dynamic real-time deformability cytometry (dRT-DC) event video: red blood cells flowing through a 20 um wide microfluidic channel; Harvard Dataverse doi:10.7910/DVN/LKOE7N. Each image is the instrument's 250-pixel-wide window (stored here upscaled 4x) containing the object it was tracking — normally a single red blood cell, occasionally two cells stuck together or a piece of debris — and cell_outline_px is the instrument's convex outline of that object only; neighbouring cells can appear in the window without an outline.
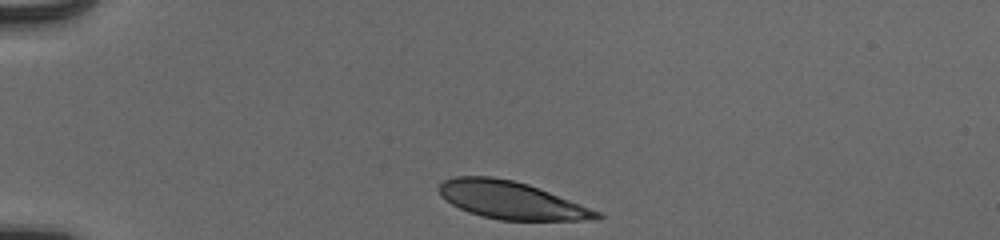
{"species": "human", "species_latin": "Homo sapiens", "temperature_condition": "cold", "stored_images_in_passage": 34, "camera_frame_rate_fps": 3000, "um_per_image_px": 0.085, "donor": {"sex": "male"}, "frame": {"image": 1, "passage_image": 1, "time_ms": 0.0, "image_size_px": [1000, 240], "cell_outline_px": [[604, 216], [600, 220], [500, 220], [480, 216], [468, 212], [452, 204], [440, 196], [436, 188], [444, 180], [456, 176], [492, 176], [512, 180], [528, 184], [580, 204], [600, 212]], "centroid_in_image_um": [43.42, 17.02], "position_along_channel_um": 41.6, "area_um2": 34.51}}
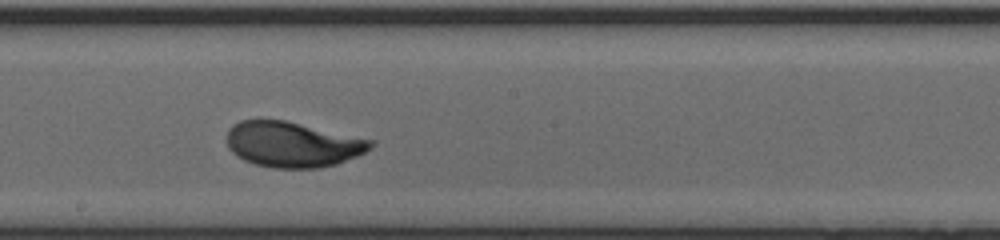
{"frame": {"image": 2, "passage_image": 19, "time_ms": 6.0, "image_size_px": [1000, 240], "cell_outline_px": [[376, 144], [372, 148], [356, 156], [336, 164], [320, 168], [272, 168], [256, 164], [244, 160], [236, 156], [228, 148], [228, 128], [232, 124], [240, 120], [284, 120], [372, 140]], "centroid_in_image_um": [24.85, 12.28], "position_along_channel_um": 223.4, "area_um2": 37.92}}
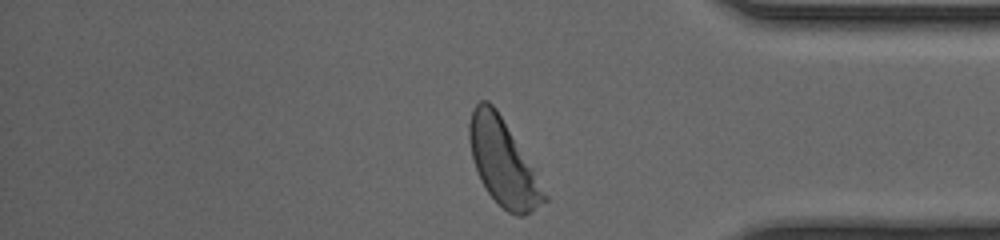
{"frame": {"image": 3, "passage_image": 33, "time_ms": 10.667, "image_size_px": [1000, 240], "cell_outline_px": [[548, 200], [532, 212], [524, 216], [516, 216], [508, 212], [488, 192], [480, 180], [472, 156], [468, 136], [468, 124], [472, 112], [476, 104], [480, 100], [488, 100], [496, 108], [536, 168], [548, 196]], "centroid_in_image_um": [42.81, 13.81], "position_along_channel_um": 392.4, "area_um2": 37.97}, "authors_computed_cell_mechanics": {"area_um2": 37.3388, "velocity_mm_per_s": 3.8948, "shape_relaxation_time_tau1_ms": 2.8326, "shape_relaxation_time_tau2_ms": null, "deformation_change_tau1": 0.1731, "deformation_change_tau2": null}}